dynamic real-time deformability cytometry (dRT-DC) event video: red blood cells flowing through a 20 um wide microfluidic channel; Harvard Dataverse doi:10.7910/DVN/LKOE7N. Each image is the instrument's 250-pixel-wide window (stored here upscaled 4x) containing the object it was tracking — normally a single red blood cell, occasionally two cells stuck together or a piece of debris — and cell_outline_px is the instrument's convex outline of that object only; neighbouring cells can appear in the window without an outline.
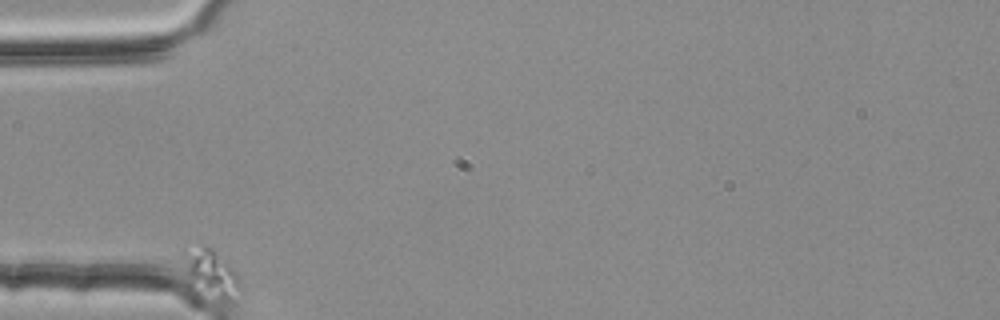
{"species": "common noctule bat (a hibernating species)", "species_latin": "Nyctalus noctula", "temperature_condition": "room temperature", "stored_images_in_passage": 38, "camera_frame_rate_fps": 3000, "um_per_image_px": 0.085, "animal": {"sex": "female", "body_mass_g": 25.1}, "frame": {"image": 1, "passage_image": 1, "time_ms": 0.0, "image_size_px": [1000, 320], "cell_outline_px": [[240, 288], [232, 300], [216, 304], [192, 296], [184, 288], [184, 252], [204, 244], [212, 248], [228, 260], [240, 276]], "centroid_in_image_um": [17.84, 23.42], "position_along_channel_um": 67.2, "area_um2": 18.15}}
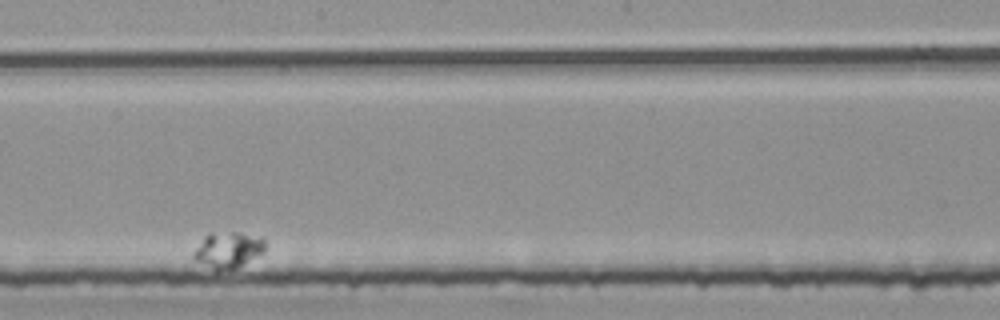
{"frame": {"image": 2, "passage_image": 22, "time_ms": 7.0, "image_size_px": [1000, 320], "cell_outline_px": [[264, 252], [236, 268], [216, 272], [196, 260], [192, 256], [192, 252], [204, 236], [212, 232], [236, 232], [264, 236]], "centroid_in_image_um": [19.37, 21.24], "position_along_channel_um": 228.8, "area_um2": 15.26}}
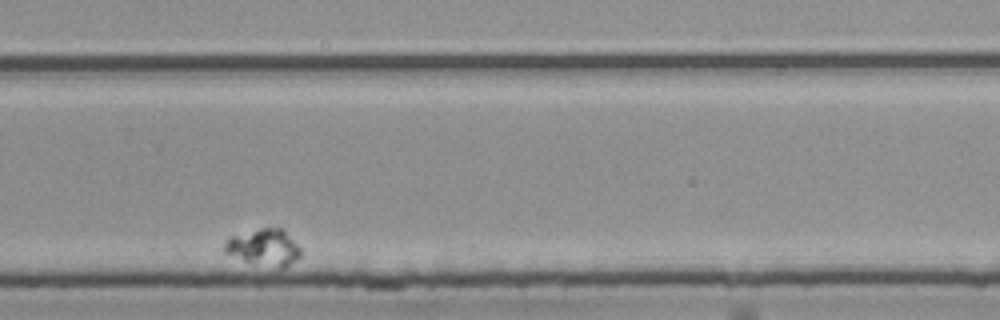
{"frame": {"image": 3, "passage_image": 32, "time_ms": 10.333, "image_size_px": [1000, 320], "cell_outline_px": [[300, 256], [296, 260], [284, 268], [280, 268], [244, 260], [224, 252], [224, 244], [232, 236], [260, 228], [284, 228], [300, 248]], "centroid_in_image_um": [22.48, 21.01], "position_along_channel_um": 307.3, "area_um2": 15.9}}